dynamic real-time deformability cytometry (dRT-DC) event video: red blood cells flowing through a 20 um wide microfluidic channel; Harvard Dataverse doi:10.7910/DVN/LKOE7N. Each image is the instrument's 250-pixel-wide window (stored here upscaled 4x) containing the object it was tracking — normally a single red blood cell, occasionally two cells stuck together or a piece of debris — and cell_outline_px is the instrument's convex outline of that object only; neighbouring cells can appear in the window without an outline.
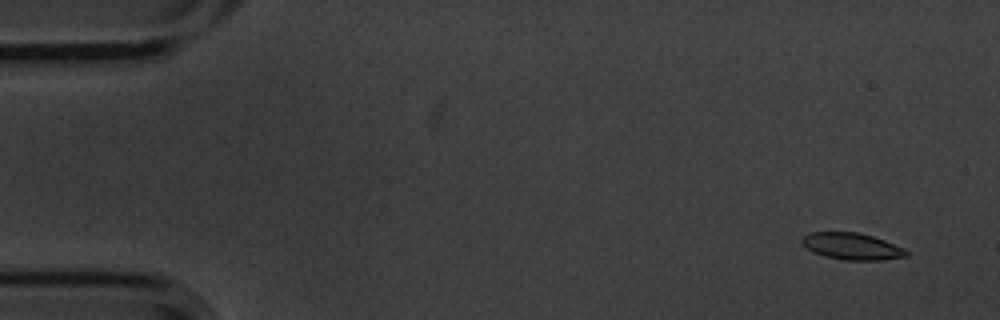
{"species": "common noctule bat (a hibernating species)", "species_latin": "Nyctalus noctula", "temperature_condition": "cold", "stored_images_in_passage": 5, "camera_frame_rate_fps": 3000, "um_per_image_px": 0.085, "animal": {"sex": "male", "body_mass_g": 20.1, "forearm_length_mm": 53.5}, "frame": {"image": 1, "passage_image": 1, "time_ms": 0.0, "image_size_px": [1000, 320], "cell_outline_px": [[908, 256], [880, 260], [844, 260], [824, 256], [812, 252], [800, 240], [804, 236], [812, 232], [856, 232], [872, 236], [884, 240], [904, 248], [908, 252]], "centroid_in_image_um": [72.42, 20.94], "position_along_channel_um": 12.6, "area_um2": 16.13}}
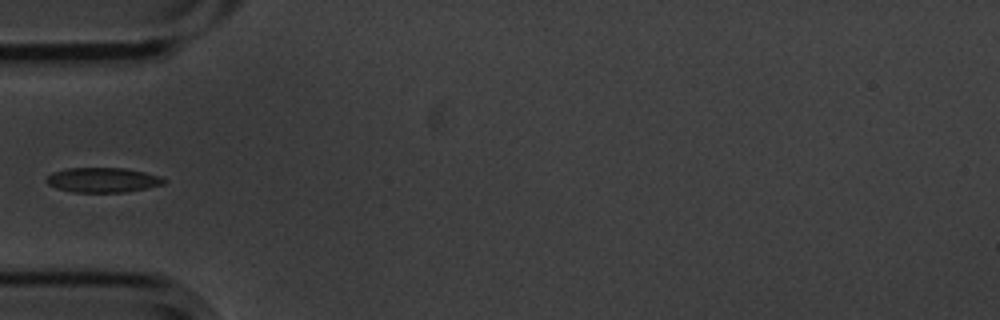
{"frame": {"image": 2, "passage_image": 5, "time_ms": 1.333, "image_size_px": [1000, 320], "cell_outline_px": [[168, 180], [164, 184], [124, 192], [72, 192], [56, 188], [48, 184], [44, 180], [52, 172], [68, 168], [124, 168], [144, 172], [160, 176]], "centroid_in_image_um": [8.71, 15.29], "position_along_channel_um": 76.3, "area_um2": 16.94}}